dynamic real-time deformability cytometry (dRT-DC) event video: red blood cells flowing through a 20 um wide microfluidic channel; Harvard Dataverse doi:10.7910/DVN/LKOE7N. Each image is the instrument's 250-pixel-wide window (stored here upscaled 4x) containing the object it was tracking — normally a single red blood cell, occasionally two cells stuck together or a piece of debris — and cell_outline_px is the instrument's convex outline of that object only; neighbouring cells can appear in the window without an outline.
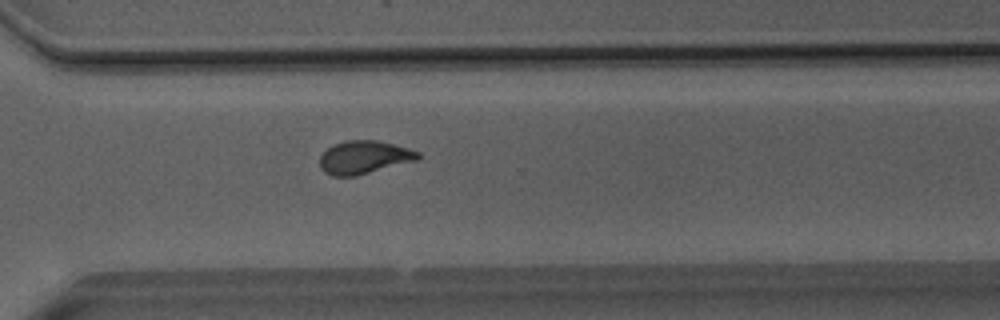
{"species": "Egyptian fruit bat (a non-hibernating species)", "species_latin": "Rousettus aegyptiacus", "temperature_condition": "room temperature", "stored_images_in_passage": 38, "camera_frame_rate_fps": 3000, "um_per_image_px": 0.085, "animal": {"sex": "male"}, "frame": {"image": 1, "passage_image": 24, "time_ms": 7.667, "image_size_px": [1000, 320], "cell_outline_px": [[420, 156], [416, 160], [356, 176], [332, 176], [324, 172], [320, 168], [320, 156], [332, 144], [344, 140], [376, 140], [408, 148], [420, 152]], "centroid_in_image_um": [30.91, 13.37], "position_along_channel_um": 339.7, "area_um2": 18.9}}
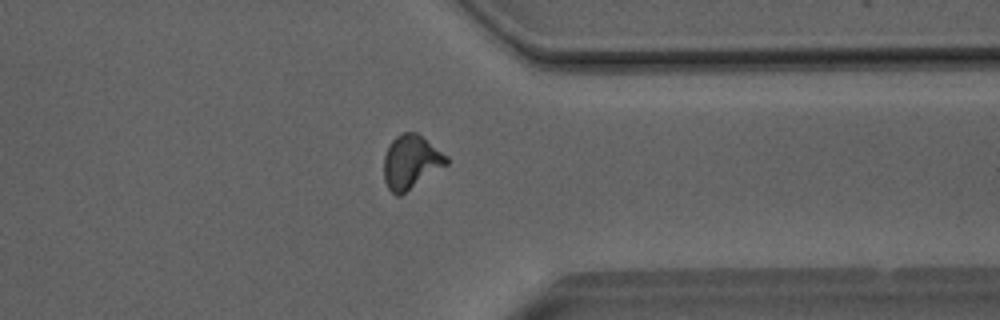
{"frame": {"image": 2, "passage_image": 27, "time_ms": 8.667, "image_size_px": [1000, 320], "cell_outline_px": [[448, 164], [400, 196], [396, 196], [388, 188], [384, 180], [384, 156], [392, 140], [396, 136], [404, 132], [416, 132], [448, 156]], "centroid_in_image_um": [34.93, 13.78], "position_along_channel_um": 376.5, "area_um2": 19.48}}
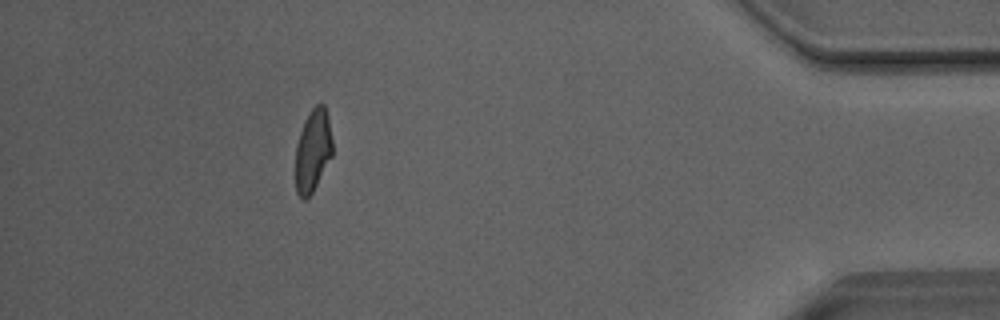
{"frame": {"image": 3, "passage_image": 33, "time_ms": 10.667, "image_size_px": [1000, 320], "cell_outline_px": [[332, 156], [312, 192], [304, 200], [296, 192], [296, 144], [304, 120], [312, 108], [320, 100], [324, 104], [328, 116], [332, 140]], "centroid_in_image_um": [26.6, 12.74], "position_along_channel_um": 408.6, "area_um2": 17.74}, "authors_computed_cell_mechanics": {"area_um2": 18.785, "velocity_mm_per_s": 4.0519, "shape_relaxation_time_tau1_ms": 10.4265, "shape_relaxation_time_tau2_ms": 1.0197, "deformation_change_tau1": 0.2575, "deformation_change_tau2": 0.0701}}